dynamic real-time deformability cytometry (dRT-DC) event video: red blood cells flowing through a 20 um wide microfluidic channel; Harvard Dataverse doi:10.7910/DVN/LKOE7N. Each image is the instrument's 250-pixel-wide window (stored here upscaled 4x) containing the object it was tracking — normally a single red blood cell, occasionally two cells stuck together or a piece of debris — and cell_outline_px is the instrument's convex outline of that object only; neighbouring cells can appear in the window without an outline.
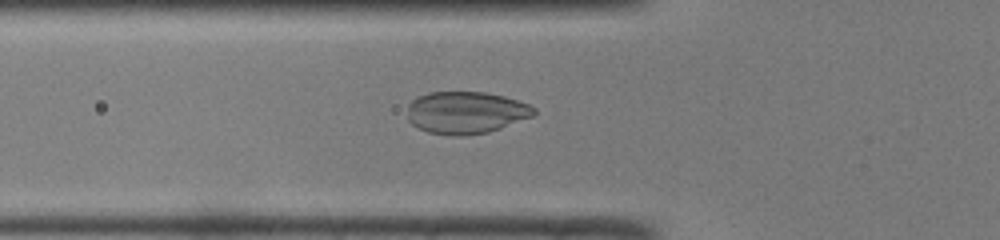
{"species": "common noctule bat (a hibernating species)", "species_latin": "Nyctalus noctula", "temperature_condition": "room temperature", "stored_images_in_passage": 38, "camera_frame_rate_fps": 3000, "um_per_image_px": 0.085, "animal": {"sex": "male", "body_mass_g": 19.0, "forearm_length_mm": 50.8}, "frame": {"image": 1, "passage_image": 6, "time_ms": 1.667, "image_size_px": [1000, 240], "cell_outline_px": [[536, 112], [532, 116], [500, 128], [488, 132], [464, 136], [452, 136], [428, 132], [416, 128], [408, 120], [408, 104], [412, 100], [428, 92], [484, 92], [504, 96], [528, 104], [536, 108]], "centroid_in_image_um": [39.58, 9.57], "position_along_channel_um": 86.2, "area_um2": 31.15}}
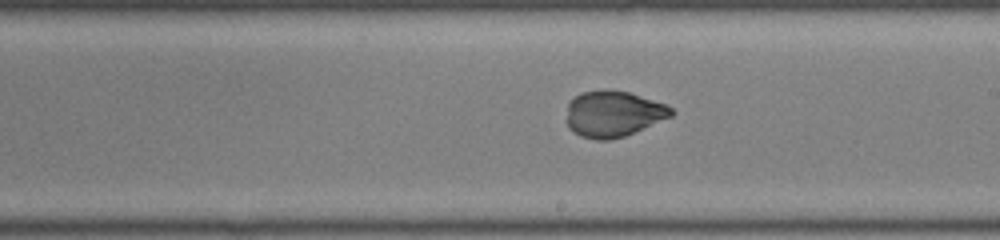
{"frame": {"image": 2, "passage_image": 17, "time_ms": 5.333, "image_size_px": [1000, 240], "cell_outline_px": [[676, 112], [672, 116], [624, 136], [608, 140], [596, 140], [580, 136], [572, 132], [568, 128], [568, 104], [580, 92], [604, 88], [628, 92], [664, 104], [672, 108]], "centroid_in_image_um": [52.11, 9.67], "position_along_channel_um": 236.9, "area_um2": 28.03}}
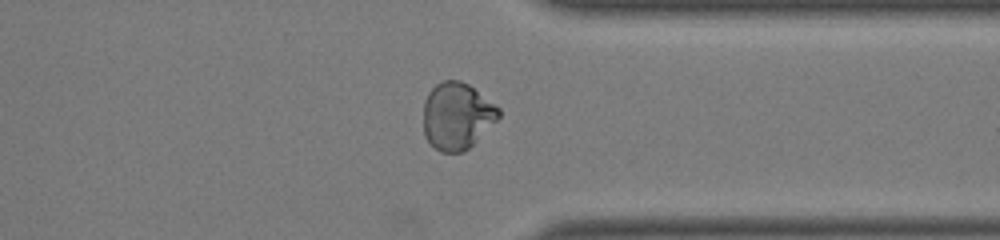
{"frame": {"image": 3, "passage_image": 27, "time_ms": 8.667, "image_size_px": [1000, 240], "cell_outline_px": [[500, 116], [464, 152], [440, 152], [424, 136], [424, 100], [428, 92], [436, 84], [444, 80], [460, 80], [468, 84], [500, 108]], "centroid_in_image_um": [38.82, 9.84], "position_along_channel_um": 372.6, "area_um2": 29.07}}